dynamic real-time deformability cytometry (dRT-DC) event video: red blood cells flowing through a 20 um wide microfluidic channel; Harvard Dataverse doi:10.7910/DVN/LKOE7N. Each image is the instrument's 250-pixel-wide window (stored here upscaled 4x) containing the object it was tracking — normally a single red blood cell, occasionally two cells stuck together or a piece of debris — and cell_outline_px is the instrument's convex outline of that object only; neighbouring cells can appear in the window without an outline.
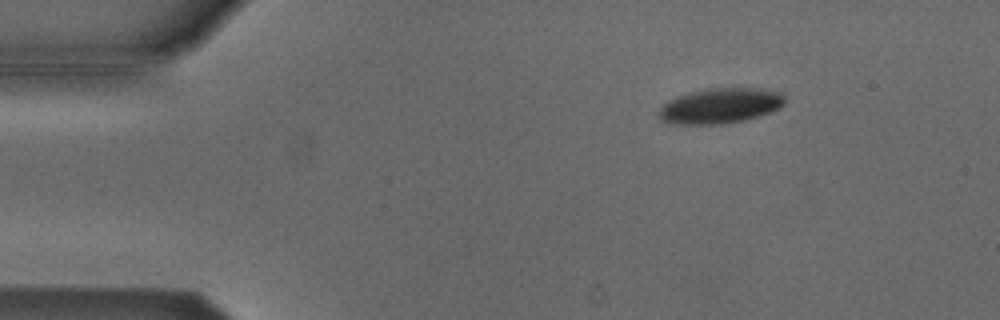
{"species": "Egyptian fruit bat (a non-hibernating species)", "species_latin": "Rousettus aegyptiacus", "temperature_condition": "cold", "stored_images_in_passage": 6, "camera_frame_rate_fps": 3000, "um_per_image_px": 0.085, "animal": {"sex": "male"}, "frame": {"image": 1, "passage_image": 3, "time_ms": 0.667, "image_size_px": [1000, 320], "cell_outline_px": [[784, 104], [780, 108], [772, 112], [760, 116], [744, 120], [720, 124], [672, 124], [664, 120], [660, 116], [660, 108], [668, 100], [676, 96], [688, 92], [708, 88], [760, 88], [780, 92], [784, 96]], "centroid_in_image_um": [61.25, 8.98], "position_along_channel_um": 23.7, "area_um2": 25.95}}
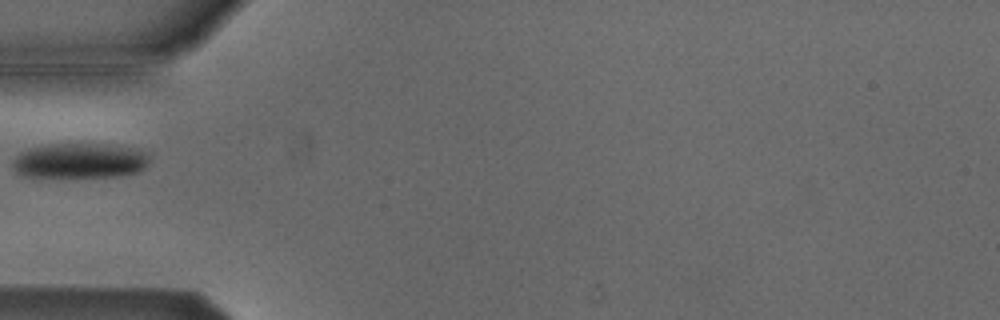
{"frame": {"image": 2, "passage_image": 6, "time_ms": 1.667, "image_size_px": [1000, 320], "cell_outline_px": [[152, 152], [148, 164], [144, 168], [136, 172], [120, 176], [24, 176], [16, 172], [12, 164], [12, 160], [20, 152], [28, 148], [48, 144], [108, 144], [132, 148]], "centroid_in_image_um": [6.82, 13.64], "position_along_channel_um": 78.2, "area_um2": 28.09}}